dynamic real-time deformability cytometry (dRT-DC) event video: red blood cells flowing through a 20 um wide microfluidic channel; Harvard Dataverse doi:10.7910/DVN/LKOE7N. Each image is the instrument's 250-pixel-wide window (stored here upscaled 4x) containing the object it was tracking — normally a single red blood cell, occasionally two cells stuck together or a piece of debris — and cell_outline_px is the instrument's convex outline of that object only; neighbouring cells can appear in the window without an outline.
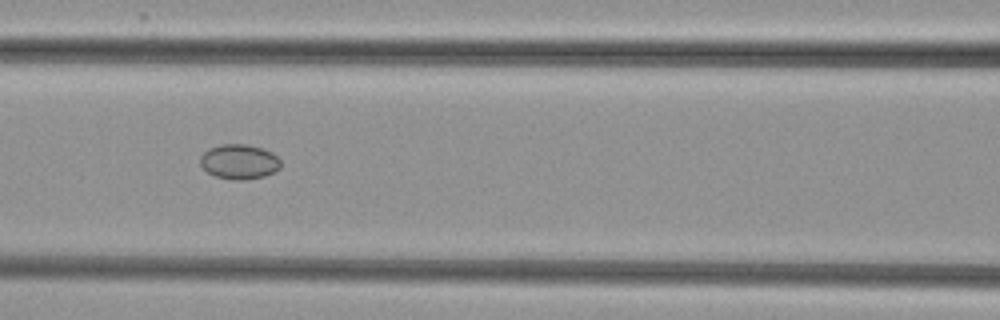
{"species": "common noctule bat (a hibernating species)", "species_latin": "Nyctalus noctula", "temperature_condition": "cold", "stored_images_in_passage": 8, "camera_frame_rate_fps": 3000, "um_per_image_px": 0.085, "animal": {"sex": "female", "body_mass_g": 29.2, "forearm_length_mm": 56.3}, "frame": {"image": 1, "passage_image": 6, "time_ms": 6.667, "image_size_px": [1000, 320], "cell_outline_px": [[280, 168], [264, 176], [244, 180], [232, 180], [216, 176], [208, 172], [200, 164], [200, 156], [208, 148], [220, 144], [244, 144], [264, 148], [272, 152], [280, 160]], "centroid_in_image_um": [20.32, 13.73], "position_along_channel_um": 146.3, "area_um2": 16.36}}
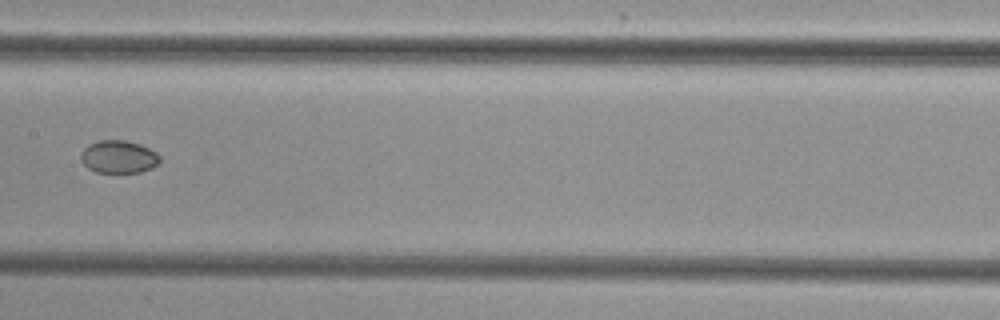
{"frame": {"image": 2, "passage_image": 7, "time_ms": 8.0, "image_size_px": [1000, 320], "cell_outline_px": [[160, 160], [152, 168], [140, 172], [96, 172], [88, 168], [80, 160], [80, 152], [88, 144], [100, 140], [124, 140], [140, 144], [156, 152], [160, 156]], "centroid_in_image_um": [10.06, 13.32], "position_along_channel_um": 197.3, "area_um2": 15.09}}
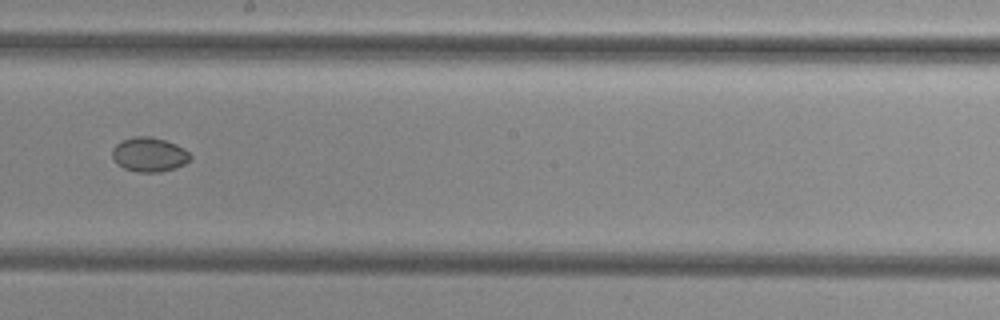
{"frame": {"image": 3, "passage_image": 8, "time_ms": 9.0, "image_size_px": [1000, 320], "cell_outline_px": [[192, 156], [184, 164], [176, 168], [160, 172], [136, 172], [124, 168], [116, 164], [112, 156], [112, 148], [116, 144], [132, 136], [152, 136], [176, 144], [184, 148]], "centroid_in_image_um": [12.67, 13.14], "position_along_channel_um": 235.5, "area_um2": 15.72}}